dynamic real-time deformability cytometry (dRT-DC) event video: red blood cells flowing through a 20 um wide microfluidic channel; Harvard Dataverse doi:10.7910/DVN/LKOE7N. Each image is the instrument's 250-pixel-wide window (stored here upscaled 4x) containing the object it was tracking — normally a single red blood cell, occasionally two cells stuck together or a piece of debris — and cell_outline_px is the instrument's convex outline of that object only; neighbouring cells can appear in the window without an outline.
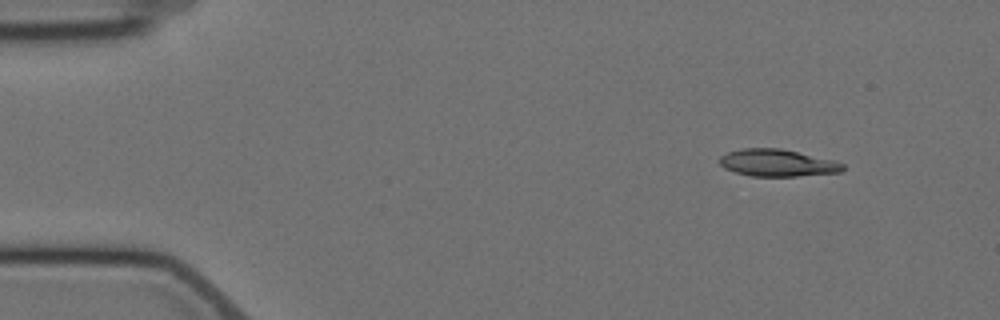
{"species": "Egyptian fruit bat (a non-hibernating species)", "species_latin": "Rousettus aegyptiacus", "temperature_condition": "cold", "stored_images_in_passage": 5, "camera_frame_rate_fps": 3000, "um_per_image_px": 0.085, "animal": {"sex": "female"}, "frame": {"image": 1, "passage_image": 1, "time_ms": 0.0, "image_size_px": [1000, 320], "cell_outline_px": [[844, 168], [840, 172], [796, 176], [752, 176], [736, 172], [724, 168], [716, 160], [720, 156], [728, 152], [740, 148], [780, 148], [836, 160], [844, 164]], "centroid_in_image_um": [66.06, 13.83], "position_along_channel_um": 18.9, "area_um2": 19.59}}
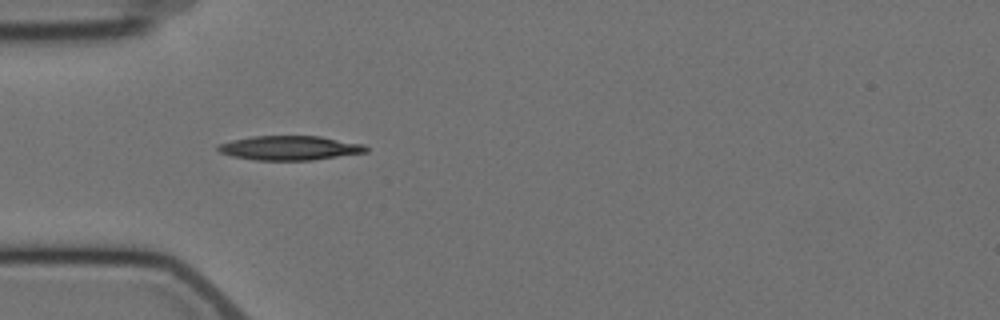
{"frame": {"image": 2, "passage_image": 4, "time_ms": 3.667, "image_size_px": [1000, 320], "cell_outline_px": [[368, 152], [312, 160], [256, 160], [232, 156], [220, 152], [216, 148], [216, 144], [232, 140], [252, 136], [320, 136], [364, 144], [368, 148]], "centroid_in_image_um": [24.62, 12.57], "position_along_channel_um": 60.4, "area_um2": 21.04}}
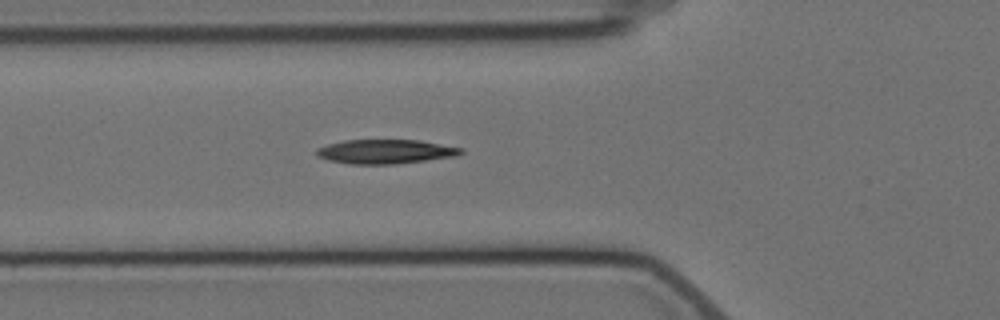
{"frame": {"image": 3, "passage_image": 5, "time_ms": 4.667, "image_size_px": [1000, 320], "cell_outline_px": [[464, 152], [456, 156], [396, 164], [348, 164], [328, 160], [316, 156], [316, 148], [328, 144], [344, 140], [420, 140], [464, 148]], "centroid_in_image_um": [32.76, 12.88], "position_along_channel_um": 93.0, "area_um2": 20.52}}